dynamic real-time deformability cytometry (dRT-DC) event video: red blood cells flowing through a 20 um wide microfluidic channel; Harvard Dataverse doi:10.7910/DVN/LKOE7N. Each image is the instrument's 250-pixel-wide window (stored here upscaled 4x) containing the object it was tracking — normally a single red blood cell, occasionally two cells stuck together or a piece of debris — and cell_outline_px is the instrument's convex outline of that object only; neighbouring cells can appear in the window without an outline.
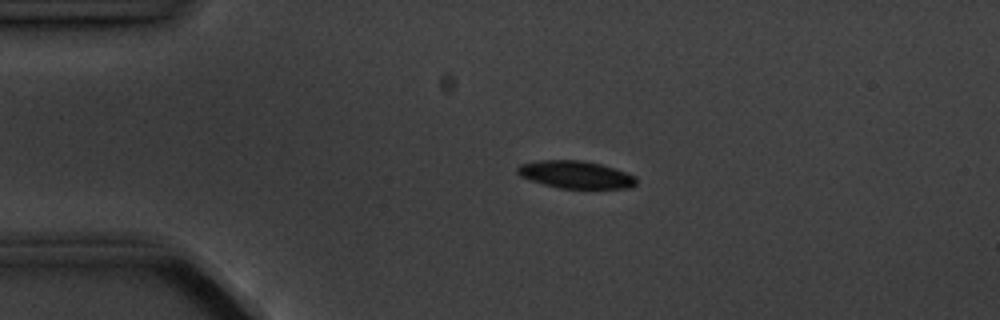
{"species": "common noctule bat (a hibernating species)", "species_latin": "Nyctalus noctula", "temperature_condition": "cold", "stored_images_in_passage": 5, "camera_frame_rate_fps": 3000, "um_per_image_px": 0.085, "animal": {"sex": "male", "body_mass_g": 20.1, "forearm_length_mm": 53.5}, "frame": {"image": 1, "passage_image": 3, "time_ms": 2.333, "image_size_px": [1000, 320], "cell_outline_px": [[636, 184], [632, 188], [560, 188], [544, 184], [520, 176], [516, 172], [516, 168], [520, 164], [540, 160], [584, 160], [616, 168], [636, 176]], "centroid_in_image_um": [48.95, 14.83], "position_along_channel_um": 36.0, "area_um2": 19.07}}
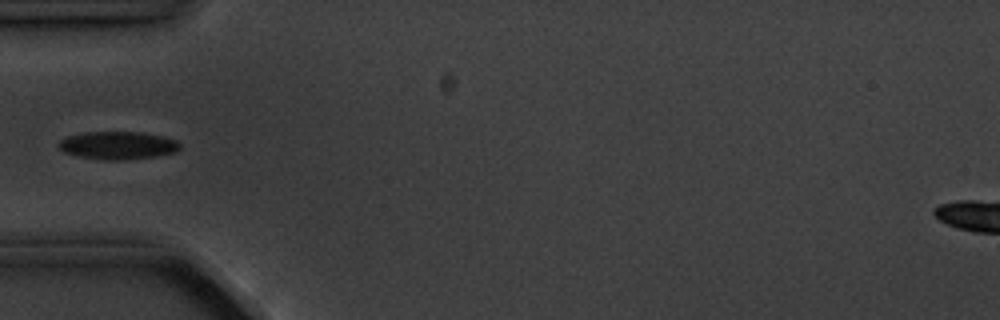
{"frame": {"image": 2, "passage_image": 5, "time_ms": 4.333, "image_size_px": [1000, 320], "cell_outline_px": [[180, 148], [176, 152], [156, 156], [120, 160], [104, 160], [80, 156], [64, 152], [56, 144], [60, 140], [68, 136], [84, 132], [140, 132], [164, 136], [176, 140], [180, 144]], "centroid_in_image_um": [10.02, 12.35], "position_along_channel_um": 75.0, "area_um2": 19.65}}